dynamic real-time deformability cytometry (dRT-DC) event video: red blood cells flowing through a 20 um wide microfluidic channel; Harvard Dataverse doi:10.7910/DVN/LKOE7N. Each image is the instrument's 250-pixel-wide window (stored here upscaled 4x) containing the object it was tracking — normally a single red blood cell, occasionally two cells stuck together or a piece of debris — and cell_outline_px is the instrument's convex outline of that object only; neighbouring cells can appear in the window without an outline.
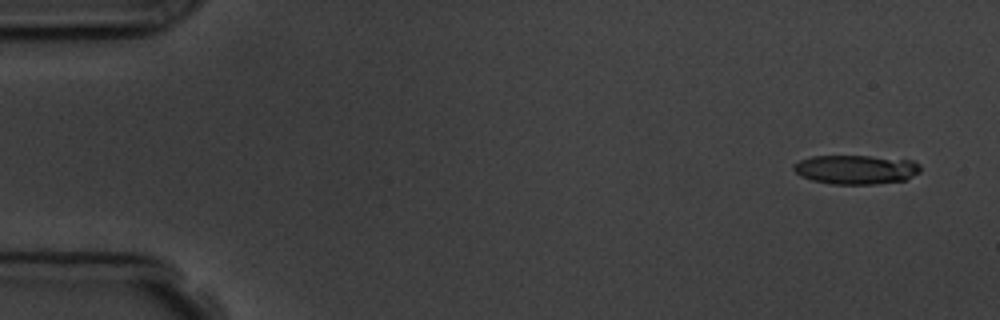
{"species": "common noctule bat (a hibernating species)", "species_latin": "Nyctalus noctula", "temperature_condition": "room temperature", "stored_images_in_passage": 5, "camera_frame_rate_fps": 3000, "um_per_image_px": 0.085, "animal": {"sex": "male", "body_mass_g": 19.5, "forearm_length_mm": 54.6}, "frame": {"image": 1, "passage_image": 1, "time_ms": 0.0, "image_size_px": [1000, 320], "cell_outline_px": [[920, 172], [904, 180], [876, 184], [832, 184], [812, 180], [800, 176], [792, 168], [792, 164], [800, 160], [812, 156], [868, 156], [912, 160], [920, 164]], "centroid_in_image_um": [72.73, 14.41], "position_along_channel_um": 12.3, "area_um2": 21.56}}